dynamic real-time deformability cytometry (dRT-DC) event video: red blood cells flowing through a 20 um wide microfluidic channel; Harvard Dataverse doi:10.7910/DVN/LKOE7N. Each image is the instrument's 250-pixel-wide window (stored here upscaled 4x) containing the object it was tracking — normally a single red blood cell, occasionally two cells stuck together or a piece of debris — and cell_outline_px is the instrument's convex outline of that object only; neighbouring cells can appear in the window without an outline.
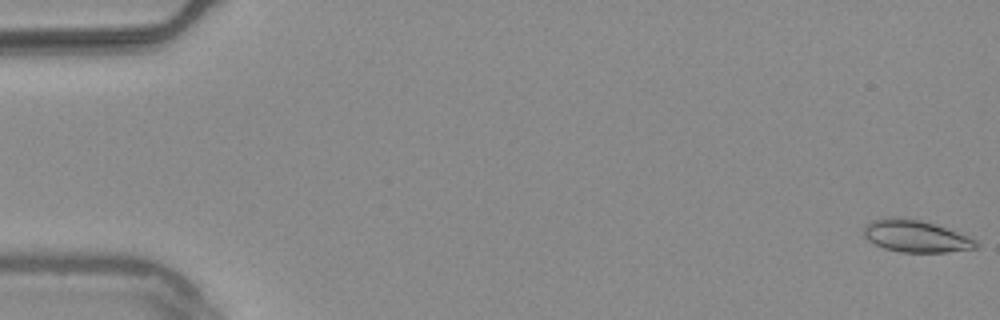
{"species": "common noctule bat (a hibernating species)", "species_latin": "Nyctalus noctula", "temperature_condition": "warm", "stored_images_in_passage": 56, "camera_frame_rate_fps": 3000, "um_per_image_px": 0.085, "animal": {"sex": "male", "body_mass_g": 20.4}, "frame": {"image": 1, "passage_image": 1, "time_ms": 0.0, "image_size_px": [1000, 320], "cell_outline_px": [[980, 244], [976, 248], [948, 252], [900, 252], [884, 248], [868, 240], [864, 236], [864, 224], [872, 220], [884, 216], [896, 216], [920, 220], [936, 224], [968, 236], [976, 240]], "centroid_in_image_um": [77.81, 20.05], "position_along_channel_um": 7.2, "area_um2": 21.21}}
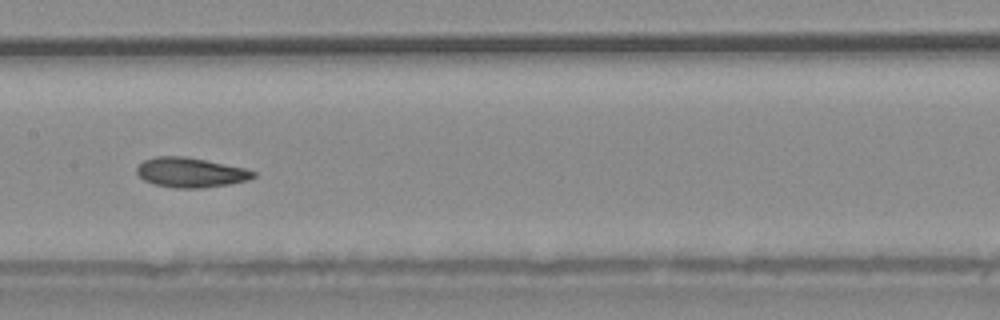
{"frame": {"image": 2, "passage_image": 28, "time_ms": 9.0, "image_size_px": [1000, 320], "cell_outline_px": [[256, 176], [248, 180], [228, 184], [204, 188], [172, 188], [152, 184], [144, 180], [136, 172], [136, 168], [144, 160], [156, 156], [184, 156], [244, 168], [256, 172]], "centroid_in_image_um": [16.17, 14.67], "position_along_channel_um": 191.2, "area_um2": 20.17}}
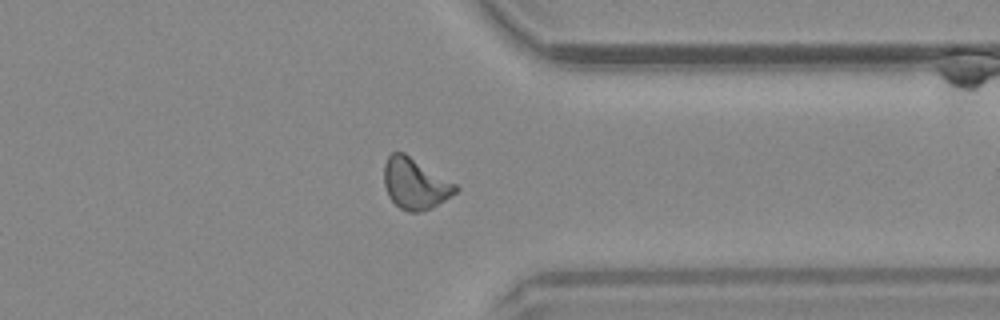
{"frame": {"image": 3, "passage_image": 43, "time_ms": 14.0, "image_size_px": [1000, 320], "cell_outline_px": [[460, 188], [456, 192], [432, 208], [420, 212], [408, 212], [400, 208], [388, 196], [384, 184], [384, 164], [388, 156], [392, 152], [404, 152], [456, 184]], "centroid_in_image_um": [35.27, 15.61], "position_along_channel_um": 376.1, "area_um2": 21.15}, "authors_computed_cell_mechanics": {"area_um2": 20.3167, "velocity_mm_per_s": 3.7627, "shape_relaxation_time_tau1_ms": null, "shape_relaxation_time_tau2_ms": 2.5855, "deformation_change_tau1": null, "deformation_change_tau2": 0.0879}}